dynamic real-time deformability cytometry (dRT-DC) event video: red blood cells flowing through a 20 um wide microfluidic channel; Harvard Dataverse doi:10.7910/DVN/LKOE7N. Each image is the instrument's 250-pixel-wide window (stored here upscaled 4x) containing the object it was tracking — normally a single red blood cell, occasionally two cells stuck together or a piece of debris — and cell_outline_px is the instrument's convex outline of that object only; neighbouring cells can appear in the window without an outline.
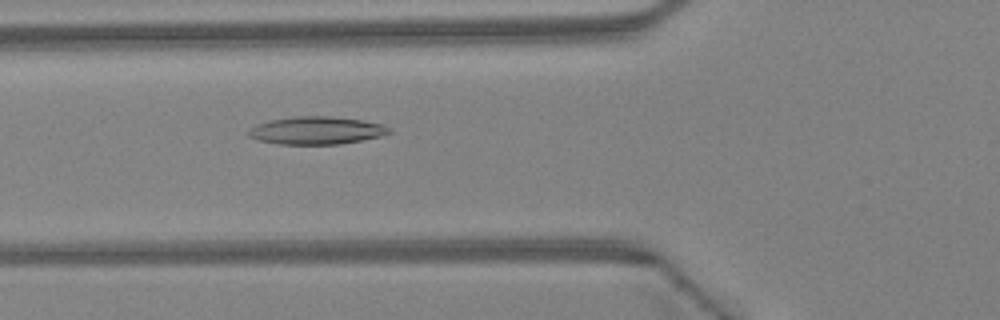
{"species": "Egyptian fruit bat (a non-hibernating species)", "species_latin": "Rousettus aegyptiacus", "temperature_condition": "warm", "stored_images_in_passage": 45, "camera_frame_rate_fps": 3000, "um_per_image_px": 0.085, "animal": {"sex": "female"}, "frame": {"image": 1, "passage_image": 17, "time_ms": 5.333, "image_size_px": [1000, 320], "cell_outline_px": [[392, 132], [380, 136], [340, 144], [280, 144], [256, 140], [248, 136], [248, 132], [256, 124], [272, 120], [292, 116], [328, 116], [364, 120], [380, 124], [392, 128]], "centroid_in_image_um": [26.9, 11.09], "position_along_channel_um": 98.9, "area_um2": 22.66}}
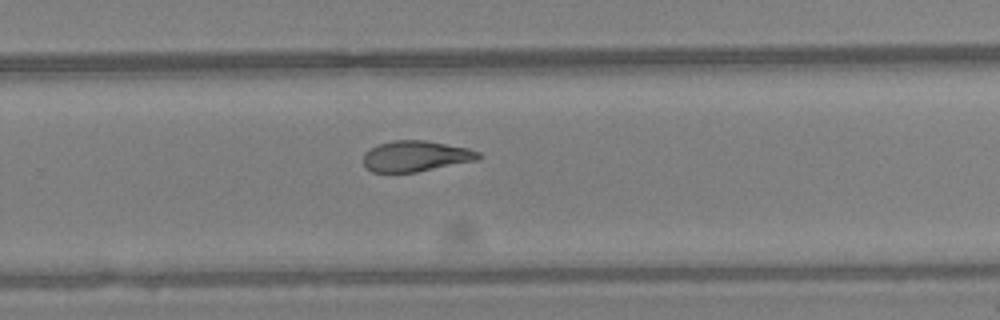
{"frame": {"image": 2, "passage_image": 30, "time_ms": 9.667, "image_size_px": [1000, 320], "cell_outline_px": [[480, 160], [416, 172], [372, 172], [364, 168], [364, 152], [380, 144], [396, 140], [424, 140], [468, 148], [480, 152]], "centroid_in_image_um": [35.36, 13.28], "position_along_channel_um": 294.4, "area_um2": 20.63}}
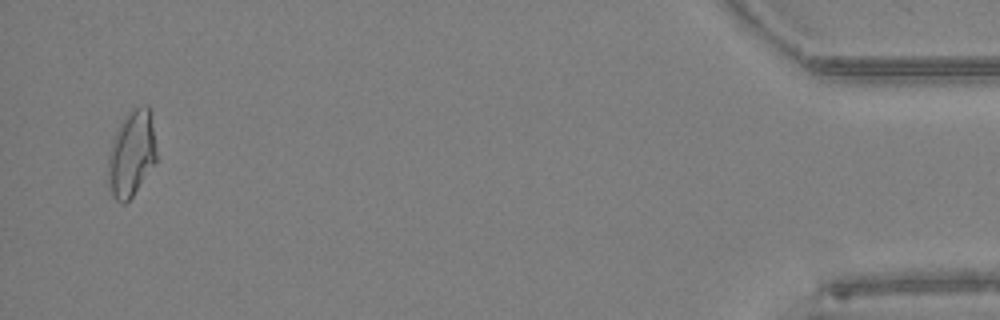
{"frame": {"image": 3, "passage_image": 44, "time_ms": 14.333, "image_size_px": [1000, 320], "cell_outline_px": [[156, 160], [132, 196], [124, 204], [120, 204], [112, 196], [108, 176], [108, 156], [112, 140], [120, 124], [128, 112], [140, 104], [148, 104], [152, 112], [156, 148]], "centroid_in_image_um": [11.19, 13.0], "position_along_channel_um": 424.0, "area_um2": 24.28}, "authors_computed_cell_mechanics": {"area_um2": 22.1374, "velocity_mm_per_s": 4.5315, "shape_relaxation_time_tau1_ms": null, "shape_relaxation_time_tau2_ms": 4.6226, "deformation_change_tau1": null, "deformation_change_tau2": 0.131}}